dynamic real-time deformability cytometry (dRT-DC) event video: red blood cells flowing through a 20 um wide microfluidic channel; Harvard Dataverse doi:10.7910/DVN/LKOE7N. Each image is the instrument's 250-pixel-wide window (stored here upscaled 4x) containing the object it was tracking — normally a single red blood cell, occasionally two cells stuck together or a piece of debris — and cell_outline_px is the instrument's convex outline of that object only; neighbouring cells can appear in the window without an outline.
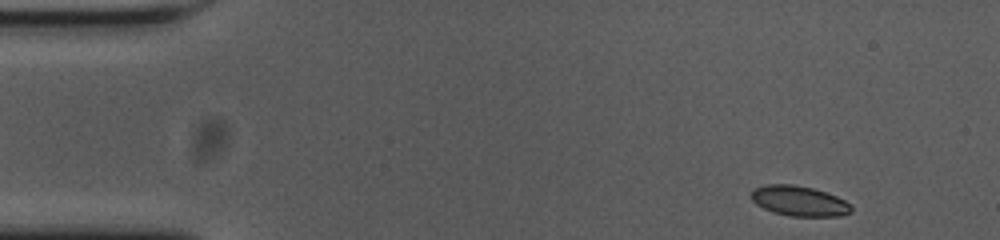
{"species": "common noctule bat (a hibernating species)", "species_latin": "Nyctalus noctula", "temperature_condition": "cold", "stored_images_in_passage": 33, "camera_frame_rate_fps": 3000, "um_per_image_px": 0.085, "animal": {"sex": "female", "body_mass_g": 23.0, "forearm_length_mm": 53.4}, "frame": {"image": 1, "passage_image": 1, "time_ms": 0.0, "image_size_px": [1000, 240], "cell_outline_px": [[852, 212], [840, 216], [788, 216], [772, 212], [756, 204], [752, 200], [752, 192], [756, 188], [768, 184], [792, 184], [812, 188], [836, 196], [844, 200], [852, 208]], "centroid_in_image_um": [67.93, 17.09], "position_along_channel_um": 17.1, "area_um2": 17.4}}
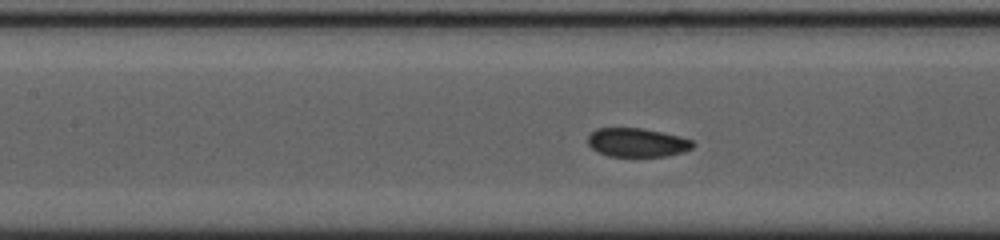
{"frame": {"image": 2, "passage_image": 20, "time_ms": 6.333, "image_size_px": [1000, 240], "cell_outline_px": [[696, 144], [692, 148], [684, 152], [664, 156], [608, 156], [592, 148], [588, 144], [588, 136], [596, 128], [640, 128], [680, 136], [692, 140]], "centroid_in_image_um": [54.17, 12.11], "position_along_channel_um": 153.2, "area_um2": 17.51}}
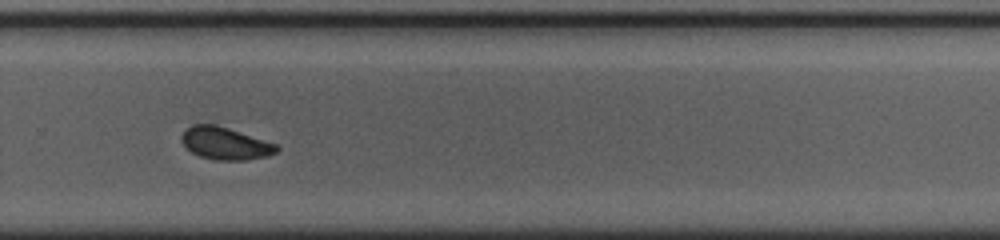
{"frame": {"image": 3, "passage_image": 33, "time_ms": 10.667, "image_size_px": [1000, 240], "cell_outline_px": [[280, 148], [276, 152], [268, 156], [248, 160], [216, 160], [200, 156], [192, 152], [180, 140], [180, 136], [184, 128], [192, 124], [216, 124], [276, 144]], "centroid_in_image_um": [19.11, 12.18], "position_along_channel_um": 310.7, "area_um2": 17.98}}